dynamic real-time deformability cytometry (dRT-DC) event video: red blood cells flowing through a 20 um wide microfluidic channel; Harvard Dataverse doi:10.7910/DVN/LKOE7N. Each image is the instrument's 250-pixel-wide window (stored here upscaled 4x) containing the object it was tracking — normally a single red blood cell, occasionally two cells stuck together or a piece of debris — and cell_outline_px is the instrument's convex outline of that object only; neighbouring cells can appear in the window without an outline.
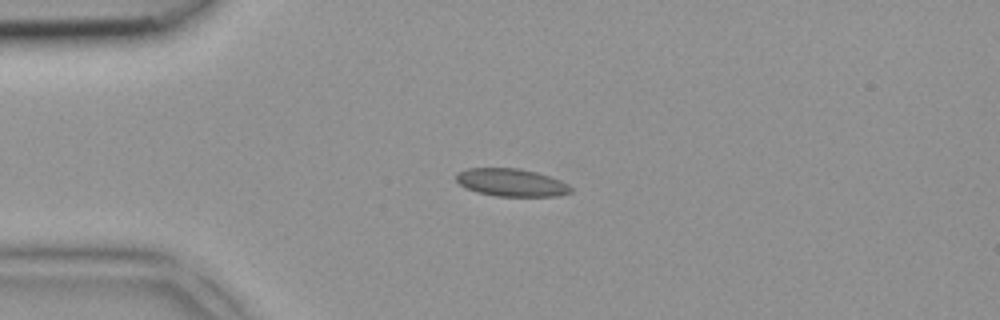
{"species": "common noctule bat (a hibernating species)", "species_latin": "Nyctalus noctula", "temperature_condition": "room temperature", "stored_images_in_passage": 5, "camera_frame_rate_fps": 3000, "um_per_image_px": 0.085, "animal": {"sex": "female", "body_mass_g": 18.4}, "frame": {"image": 1, "passage_image": 4, "time_ms": 1.0, "image_size_px": [1000, 320], "cell_outline_px": [[572, 192], [556, 196], [496, 196], [476, 192], [460, 184], [456, 180], [456, 172], [468, 168], [520, 168], [536, 172], [560, 180], [568, 184], [572, 188]], "centroid_in_image_um": [43.46, 15.51], "position_along_channel_um": 41.5, "area_um2": 18.5}}
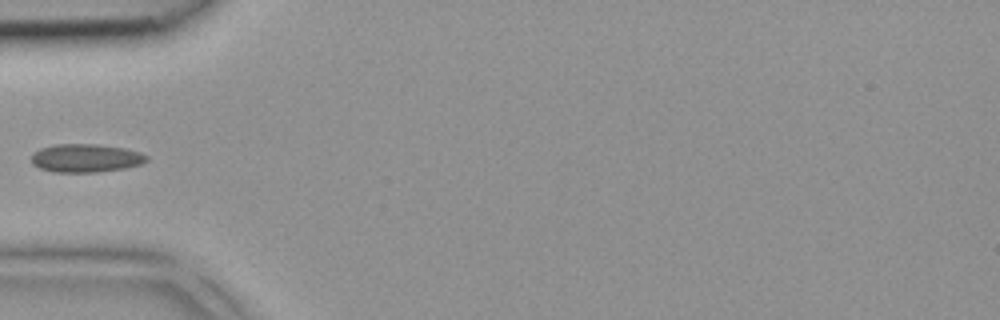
{"frame": {"image": 2, "passage_image": 5, "time_ms": 1.333, "image_size_px": [1000, 320], "cell_outline_px": [[148, 160], [140, 164], [124, 168], [96, 172], [52, 172], [40, 168], [32, 164], [32, 152], [40, 148], [52, 144], [96, 144], [124, 148], [140, 152], [148, 156]], "centroid_in_image_um": [7.26, 13.43], "position_along_channel_um": 77.7, "area_um2": 19.07}}